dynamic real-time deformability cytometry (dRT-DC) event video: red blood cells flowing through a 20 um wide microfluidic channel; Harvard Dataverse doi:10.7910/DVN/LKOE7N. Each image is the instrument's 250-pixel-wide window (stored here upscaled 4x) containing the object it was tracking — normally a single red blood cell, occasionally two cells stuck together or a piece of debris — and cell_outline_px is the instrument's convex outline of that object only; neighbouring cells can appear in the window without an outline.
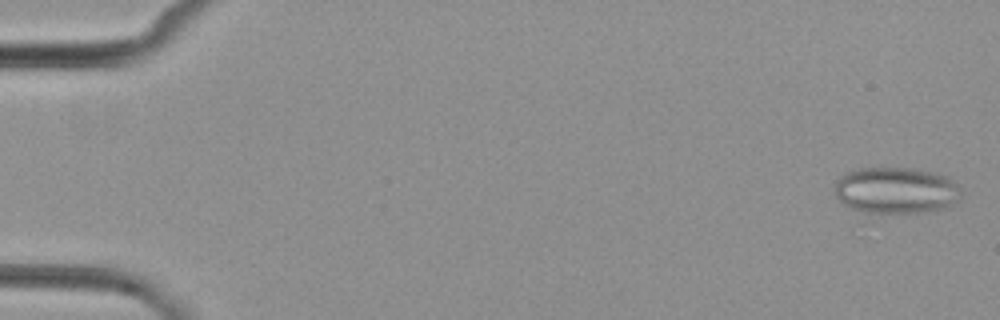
{"species": "common noctule bat (a hibernating species)", "species_latin": "Nyctalus noctula", "temperature_condition": "cold", "stored_images_in_passage": 5, "camera_frame_rate_fps": 3000, "um_per_image_px": 0.085, "animal": {"sex": "female", "body_mass_g": 29.2, "forearm_length_mm": 56.3}, "frame": {"image": 1, "passage_image": 1, "time_ms": 0.0, "image_size_px": [1000, 320], "cell_outline_px": [[960, 196], [944, 208], [860, 224], [836, 196], [832, 188], [836, 180], [844, 172], [860, 168], [912, 168], [932, 172], [948, 176], [960, 188]], "centroid_in_image_um": [75.93, 16.36], "position_along_channel_um": 9.1, "area_um2": 37.69}}